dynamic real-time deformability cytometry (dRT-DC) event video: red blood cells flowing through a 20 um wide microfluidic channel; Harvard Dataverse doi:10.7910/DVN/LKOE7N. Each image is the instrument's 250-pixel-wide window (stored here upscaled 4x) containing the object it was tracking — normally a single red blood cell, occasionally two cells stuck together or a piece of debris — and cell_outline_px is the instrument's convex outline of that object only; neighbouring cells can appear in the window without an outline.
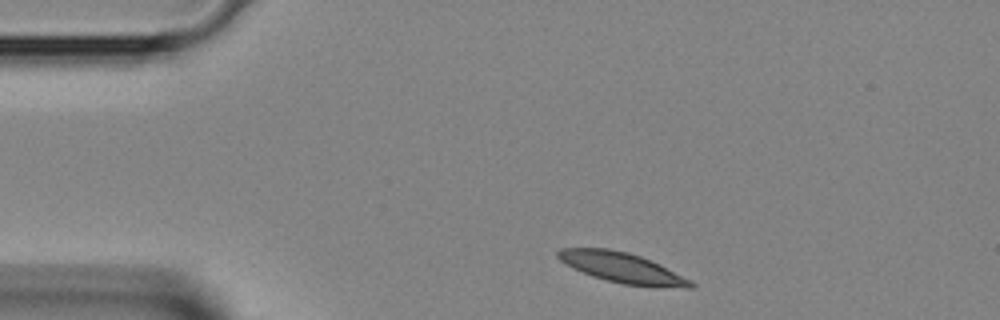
{"species": "Egyptian fruit bat (a non-hibernating species)", "species_latin": "Rousettus aegyptiacus", "temperature_condition": "room temperature", "stored_images_in_passage": 3, "segment_of_instrument_passage": [1, 2], "camera_frame_rate_fps": 3000, "um_per_image_px": 0.085, "animal": {"sex": "female"}, "frame": {"image": 1, "passage_image": 1, "time_ms": 0.0, "image_size_px": [1000, 320], "cell_outline_px": [[696, 284], [692, 288], [684, 288], [624, 284], [592, 276], [572, 268], [560, 260], [556, 256], [556, 252], [560, 248], [608, 248], [628, 252], [640, 256], [660, 264], [692, 280]], "centroid_in_image_um": [52.88, 22.74], "position_along_channel_um": 32.1, "area_um2": 23.29}}